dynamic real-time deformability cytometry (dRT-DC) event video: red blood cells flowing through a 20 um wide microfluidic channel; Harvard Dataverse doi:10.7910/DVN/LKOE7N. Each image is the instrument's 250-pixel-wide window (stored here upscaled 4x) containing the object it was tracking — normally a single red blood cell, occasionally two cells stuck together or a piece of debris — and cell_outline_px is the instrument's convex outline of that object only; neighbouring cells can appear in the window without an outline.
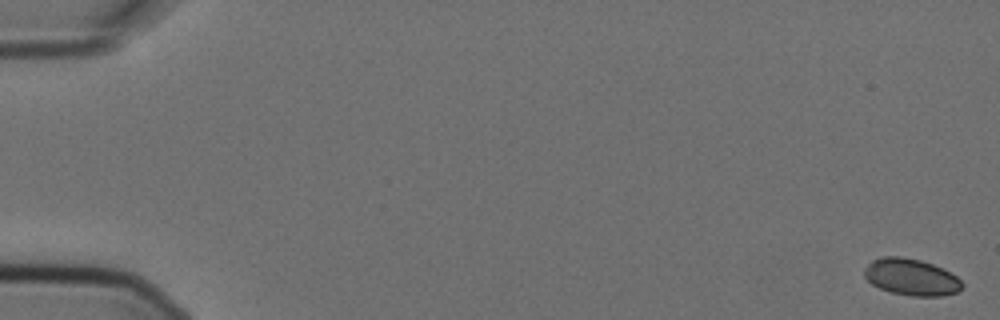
{"species": "Egyptian fruit bat (a non-hibernating species)", "species_latin": "Rousettus aegyptiacus", "temperature_condition": "cold", "stored_images_in_passage": 5, "camera_frame_rate_fps": 3000, "um_per_image_px": 0.085, "animal": {"sex": "female"}, "frame": {"image": 1, "passage_image": 1, "time_ms": 0.0, "image_size_px": [1000, 320], "cell_outline_px": [[964, 284], [960, 292], [940, 296], [912, 296], [892, 292], [880, 288], [872, 284], [864, 276], [864, 268], [872, 260], [880, 256], [900, 256], [920, 260], [932, 264], [956, 276]], "centroid_in_image_um": [77.45, 23.55], "position_along_channel_um": 7.6, "area_um2": 20.87}}
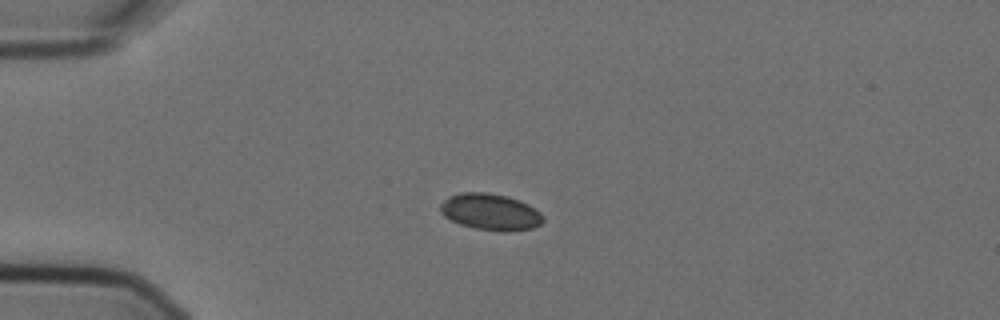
{"frame": {"image": 2, "passage_image": 5, "time_ms": 1.333, "image_size_px": [1000, 320], "cell_outline_px": [[544, 220], [540, 224], [532, 228], [508, 232], [500, 232], [476, 228], [460, 224], [444, 216], [440, 212], [440, 204], [448, 196], [460, 192], [488, 192], [508, 196], [520, 200], [528, 204], [540, 212], [544, 216]], "centroid_in_image_um": [41.69, 18.0], "position_along_channel_um": 43.3, "area_um2": 22.08}}